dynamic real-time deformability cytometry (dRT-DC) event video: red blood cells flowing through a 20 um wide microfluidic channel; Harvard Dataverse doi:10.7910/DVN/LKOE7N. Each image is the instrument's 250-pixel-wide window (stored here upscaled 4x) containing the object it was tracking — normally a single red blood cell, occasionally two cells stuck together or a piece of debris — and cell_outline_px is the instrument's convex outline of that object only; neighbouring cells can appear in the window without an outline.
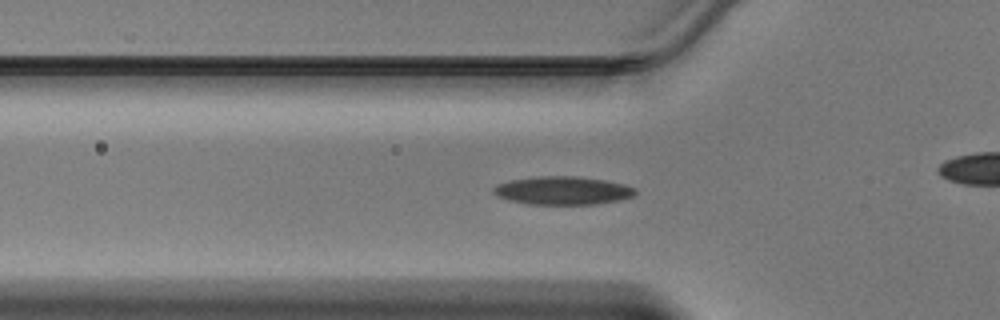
{"species": "Egyptian fruit bat (a non-hibernating species)", "species_latin": "Rousettus aegyptiacus", "temperature_condition": "warm", "stored_images_in_passage": 37, "camera_frame_rate_fps": 3000, "um_per_image_px": 0.085, "animal": {"sex": "male"}, "frame": {"image": 1, "passage_image": 5, "time_ms": 1.333, "image_size_px": [1000, 320], "cell_outline_px": [[636, 192], [632, 196], [620, 200], [596, 204], [528, 204], [508, 200], [496, 196], [492, 192], [492, 188], [496, 184], [512, 180], [536, 176], [576, 176], [604, 180], [624, 184], [636, 188]], "centroid_in_image_um": [47.8, 16.19], "position_along_channel_um": 78.0, "area_um2": 23.41}}
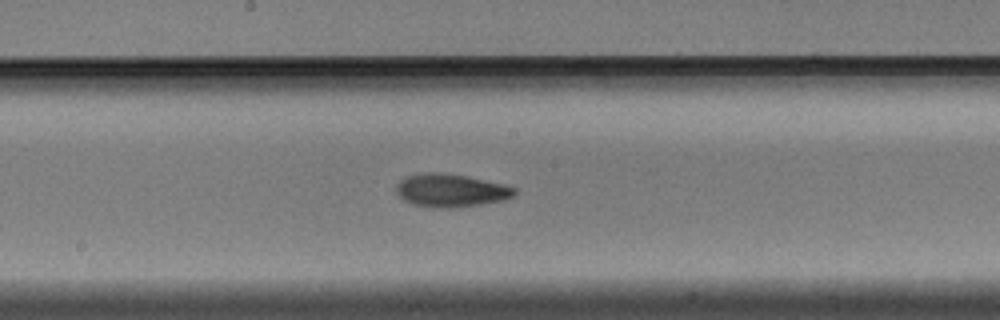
{"frame": {"image": 2, "passage_image": 14, "time_ms": 4.333, "image_size_px": [1000, 320], "cell_outline_px": [[516, 196], [504, 200], [480, 204], [452, 208], [432, 208], [412, 204], [404, 200], [396, 192], [396, 184], [404, 176], [424, 172], [444, 172], [468, 176], [504, 184], [516, 188]], "centroid_in_image_um": [38.31, 16.18], "position_along_channel_um": 209.9, "area_um2": 23.18}}
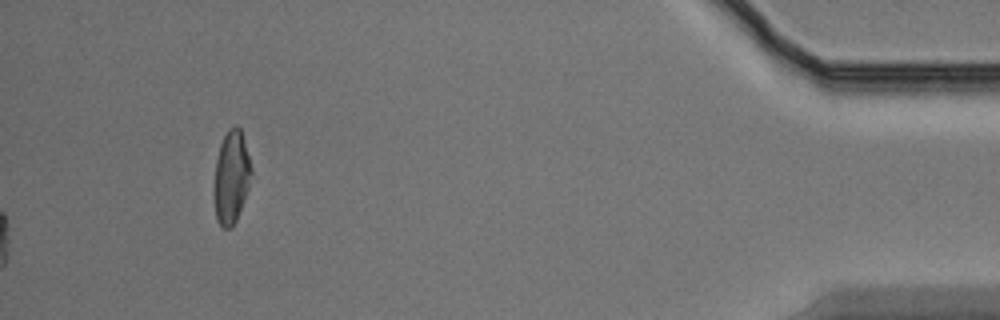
{"frame": {"image": 3, "passage_image": 37, "time_ms": 12.0, "image_size_px": [1000, 320], "cell_outline_px": [[252, 172], [244, 200], [236, 220], [228, 228], [224, 228], [216, 220], [216, 160], [220, 144], [228, 128], [236, 124], [240, 128], [248, 156]], "centroid_in_image_um": [19.68, 15.0], "position_along_channel_um": 415.5, "area_um2": 19.25}}